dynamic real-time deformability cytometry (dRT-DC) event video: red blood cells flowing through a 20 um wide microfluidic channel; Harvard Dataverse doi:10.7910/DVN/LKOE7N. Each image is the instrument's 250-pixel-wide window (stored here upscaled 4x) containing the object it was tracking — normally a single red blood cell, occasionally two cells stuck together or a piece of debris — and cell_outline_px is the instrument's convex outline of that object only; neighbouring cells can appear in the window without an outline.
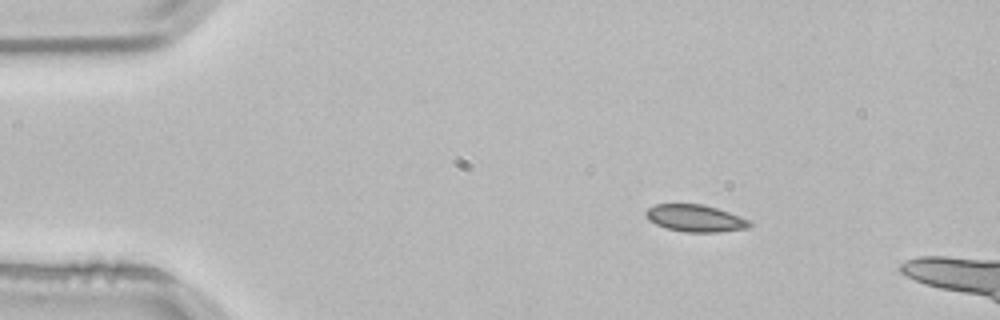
{"species": "common noctule bat (a hibernating species)", "species_latin": "Nyctalus noctula", "temperature_condition": "room temperature", "stored_images_in_passage": 3, "camera_frame_rate_fps": 3000, "um_per_image_px": 0.085, "animal": {"sex": "male", "body_mass_g": 21.5, "forearm_length_mm": 52.0}, "frame": {"image": 1, "passage_image": 2, "time_ms": 0.333, "image_size_px": [1000, 320], "cell_outline_px": [[752, 224], [748, 228], [716, 232], [684, 232], [668, 228], [656, 224], [648, 220], [644, 216], [644, 212], [648, 208], [656, 204], [704, 204], [740, 216], [748, 220]], "centroid_in_image_um": [59.06, 18.54], "position_along_channel_um": 25.9, "area_um2": 16.3}}